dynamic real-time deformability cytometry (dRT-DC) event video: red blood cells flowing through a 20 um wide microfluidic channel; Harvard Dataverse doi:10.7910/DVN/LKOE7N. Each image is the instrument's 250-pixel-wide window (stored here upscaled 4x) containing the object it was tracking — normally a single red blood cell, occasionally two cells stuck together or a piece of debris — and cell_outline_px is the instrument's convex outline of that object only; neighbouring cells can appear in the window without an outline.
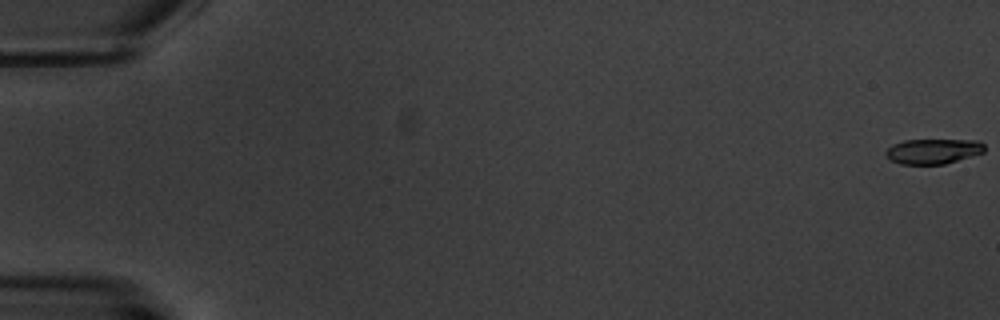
{"species": "common noctule bat (a hibernating species)", "species_latin": "Nyctalus noctula", "temperature_condition": "warm", "stored_images_in_passage": 7, "segment_of_instrument_passage": [1, 2], "camera_frame_rate_fps": 3000, "um_per_image_px": 0.085, "animal": {"sex": "male", "body_mass_g": 20.1, "forearm_length_mm": 53.5}, "frame": {"image": 1, "passage_image": 1, "time_ms": 0.0, "image_size_px": [1000, 320], "cell_outline_px": [[984, 152], [944, 164], [900, 164], [892, 160], [884, 152], [892, 144], [904, 140], [980, 140], [984, 144]], "centroid_in_image_um": [79.32, 12.85], "position_along_channel_um": 5.7, "area_um2": 14.33}}
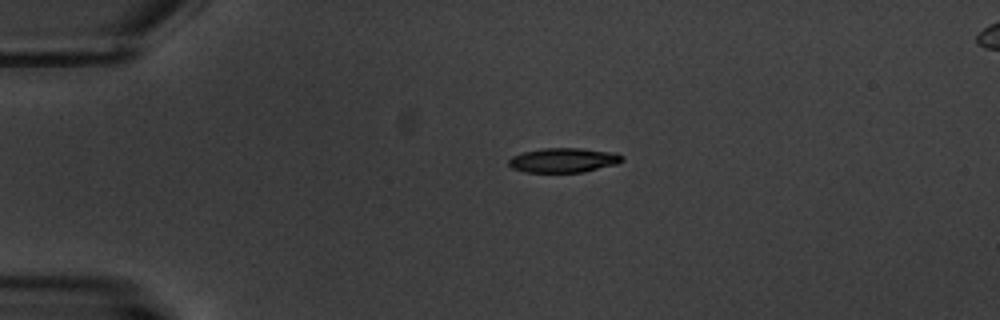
{"frame": {"image": 2, "passage_image": 5, "time_ms": 4.667, "image_size_px": [1000, 320], "cell_outline_px": [[624, 160], [616, 164], [584, 172], [524, 172], [512, 168], [508, 164], [508, 160], [512, 156], [524, 152], [544, 148], [580, 148], [616, 152], [624, 156]], "centroid_in_image_um": [47.92, 13.61], "position_along_channel_um": 37.1, "area_um2": 16.3}}